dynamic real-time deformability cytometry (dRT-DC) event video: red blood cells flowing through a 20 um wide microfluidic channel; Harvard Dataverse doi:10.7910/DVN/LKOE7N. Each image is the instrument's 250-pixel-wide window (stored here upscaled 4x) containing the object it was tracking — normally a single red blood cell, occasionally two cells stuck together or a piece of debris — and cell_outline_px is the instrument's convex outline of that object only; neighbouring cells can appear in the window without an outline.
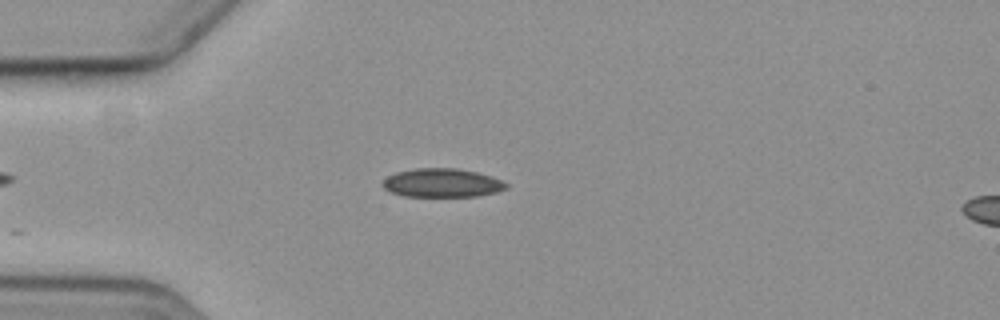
{"species": "common noctule bat (a hibernating species)", "species_latin": "Nyctalus noctula", "temperature_condition": "cold", "stored_images_in_passage": 5, "camera_frame_rate_fps": 3000, "um_per_image_px": 0.085, "animal": {"sex": "female", "body_mass_g": 19.3, "forearm_length_mm": 54.1}, "frame": {"image": 1, "passage_image": 5, "time_ms": 4.667, "image_size_px": [1000, 320], "cell_outline_px": [[508, 188], [496, 192], [476, 196], [404, 196], [392, 192], [384, 188], [380, 184], [388, 176], [396, 172], [416, 168], [456, 168], [476, 172], [492, 176], [508, 184]], "centroid_in_image_um": [37.57, 15.54], "position_along_channel_um": 47.4, "area_um2": 20.58}}